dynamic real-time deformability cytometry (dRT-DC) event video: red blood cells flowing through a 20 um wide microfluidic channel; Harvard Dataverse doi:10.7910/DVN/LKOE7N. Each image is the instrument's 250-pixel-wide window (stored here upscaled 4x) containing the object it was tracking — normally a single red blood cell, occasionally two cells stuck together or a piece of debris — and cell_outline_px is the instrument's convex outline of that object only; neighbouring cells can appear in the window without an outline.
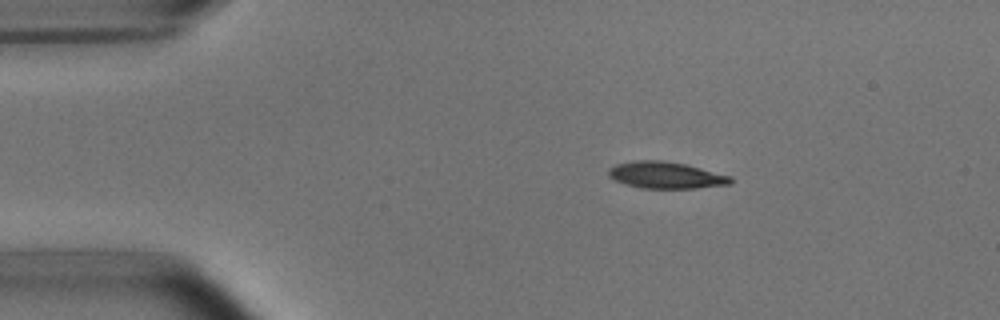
{"species": "common noctule bat (a hibernating species)", "species_latin": "Nyctalus noctula", "temperature_condition": "room temperature", "stored_images_in_passage": 5, "camera_frame_rate_fps": 3000, "um_per_image_px": 0.085, "animal": {"sex": "male", "body_mass_g": 15.6}, "frame": {"image": 1, "passage_image": 2, "time_ms": 1.0, "image_size_px": [1000, 320], "cell_outline_px": [[732, 184], [696, 188], [640, 188], [616, 180], [608, 176], [608, 168], [616, 164], [636, 160], [660, 160], [684, 164], [732, 176]], "centroid_in_image_um": [56.6, 14.89], "position_along_channel_um": 28.4, "area_um2": 18.84}}
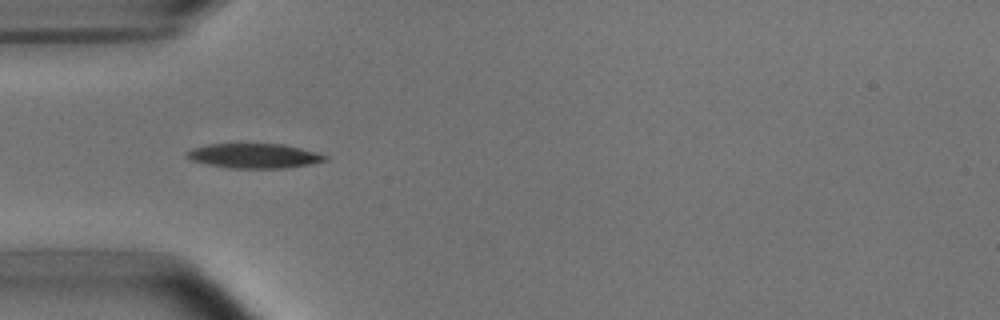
{"frame": {"image": 2, "passage_image": 4, "time_ms": 3.333, "image_size_px": [1000, 320], "cell_outline_px": [[328, 160], [308, 164], [284, 168], [228, 168], [208, 164], [192, 160], [184, 156], [184, 152], [192, 148], [208, 144], [280, 144], [300, 148], [316, 152], [328, 156]], "centroid_in_image_um": [21.56, 13.24], "position_along_channel_um": 63.4, "area_um2": 19.77}}